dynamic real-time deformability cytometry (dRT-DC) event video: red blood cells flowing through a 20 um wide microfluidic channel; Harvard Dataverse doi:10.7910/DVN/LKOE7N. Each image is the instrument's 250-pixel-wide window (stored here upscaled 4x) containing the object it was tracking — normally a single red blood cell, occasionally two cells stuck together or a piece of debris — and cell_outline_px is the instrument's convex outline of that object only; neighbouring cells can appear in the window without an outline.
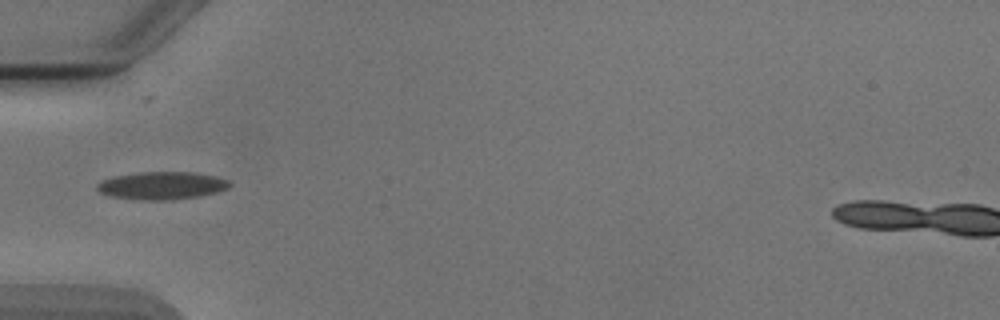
{"species": "Egyptian fruit bat (a non-hibernating species)", "species_latin": "Rousettus aegyptiacus", "temperature_condition": "cold", "stored_images_in_passage": 10, "camera_frame_rate_fps": 3000, "um_per_image_px": 0.085, "animal": {"sex": "male"}, "frame": {"image": 1, "passage_image": 6, "time_ms": 7.0, "image_size_px": [1000, 320], "cell_outline_px": [[232, 184], [228, 188], [216, 192], [200, 196], [172, 200], [140, 200], [112, 196], [100, 192], [96, 188], [96, 184], [100, 180], [112, 176], [144, 172], [196, 172], [216, 176], [228, 180]], "centroid_in_image_um": [13.76, 15.77], "position_along_channel_um": 71.2, "area_um2": 21.56}}
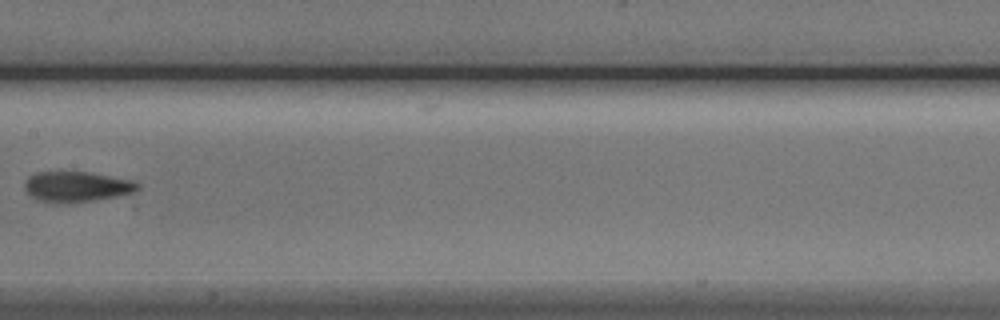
{"frame": {"image": 2, "passage_image": 9, "time_ms": 10.333, "image_size_px": [1000, 320], "cell_outline_px": [[140, 188], [136, 192], [116, 196], [92, 200], [64, 204], [44, 204], [32, 196], [24, 188], [24, 184], [28, 176], [36, 172], [88, 172], [132, 180], [140, 184]], "centroid_in_image_um": [6.49, 15.89], "position_along_channel_um": 200.9, "area_um2": 20.29}}
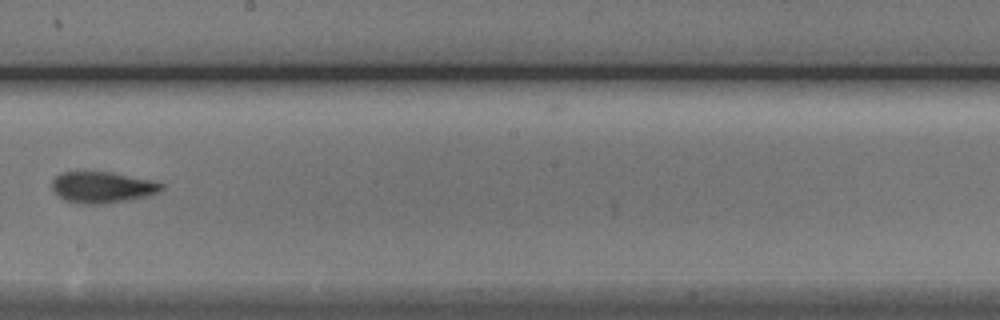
{"frame": {"image": 3, "passage_image": 10, "time_ms": 11.333, "image_size_px": [1000, 320], "cell_outline_px": [[164, 188], [160, 192], [144, 196], [104, 204], [76, 204], [64, 200], [52, 188], [52, 180], [56, 176], [64, 172], [112, 172], [156, 180], [164, 184]], "centroid_in_image_um": [8.73, 15.91], "position_along_channel_um": 239.5, "area_um2": 20.0}}